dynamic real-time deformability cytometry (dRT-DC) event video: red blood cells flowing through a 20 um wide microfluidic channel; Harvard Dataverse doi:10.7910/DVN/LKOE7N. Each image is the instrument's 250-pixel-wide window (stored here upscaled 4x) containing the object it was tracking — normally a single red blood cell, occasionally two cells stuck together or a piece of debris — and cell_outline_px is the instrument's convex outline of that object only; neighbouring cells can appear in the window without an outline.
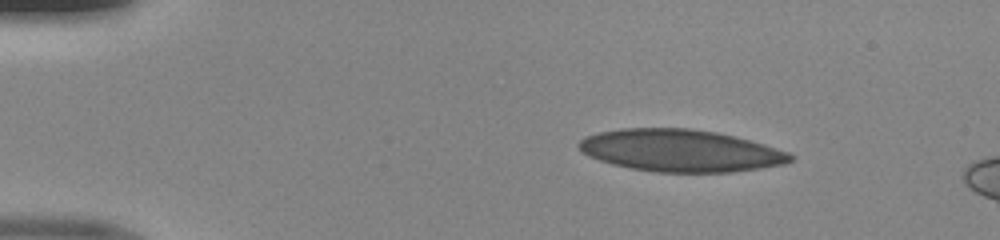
{"species": "human", "species_latin": "Homo sapiens", "temperature_condition": "room temperature", "stored_images_in_passage": 43, "camera_frame_rate_fps": 3000, "um_per_image_px": 0.085, "donor": {"sex": "male"}, "frame": {"image": 1, "passage_image": 1, "time_ms": 0.0, "image_size_px": [1000, 240], "cell_outline_px": [[792, 160], [780, 164], [756, 168], [728, 172], [656, 172], [632, 168], [612, 164], [588, 156], [576, 144], [580, 140], [588, 136], [600, 132], [624, 128], [688, 128], [716, 132], [748, 140], [788, 152], [792, 156]], "centroid_in_image_um": [57.78, 12.79], "position_along_channel_um": 27.2, "area_um2": 51.1}}
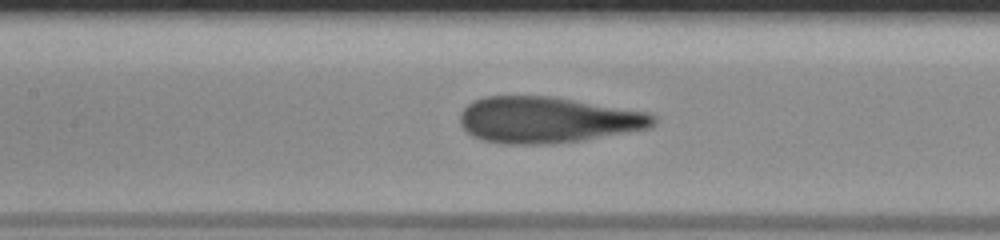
{"frame": {"image": 2, "passage_image": 17, "time_ms": 5.333, "image_size_px": [1000, 240], "cell_outline_px": [[656, 120], [648, 128], [584, 140], [552, 144], [504, 144], [480, 140], [472, 136], [460, 124], [460, 112], [472, 100], [484, 96], [552, 96], [648, 112], [656, 116]], "centroid_in_image_um": [46.5, 10.19], "position_along_channel_um": 160.9, "area_um2": 52.19}}
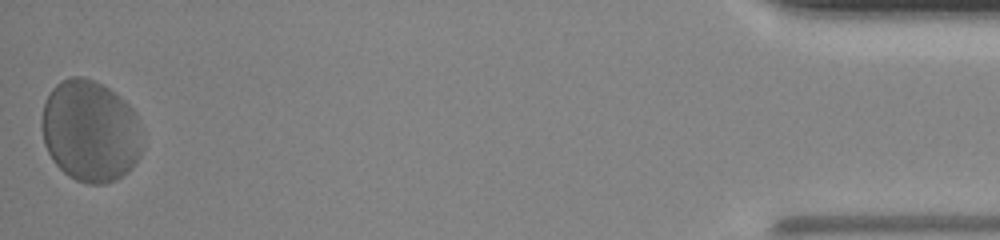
{"frame": {"image": 3, "passage_image": 43, "time_ms": 14.0, "image_size_px": [1000, 240], "cell_outline_px": [[144, 144], [140, 156], [136, 164], [128, 172], [116, 180], [104, 184], [88, 184], [76, 180], [68, 176], [52, 160], [44, 144], [40, 124], [40, 120], [44, 104], [52, 88], [60, 80], [72, 76], [84, 76], [108, 88], [120, 96], [136, 112], [144, 140]], "centroid_in_image_um": [7.69, 11.15], "position_along_channel_um": 427.5, "area_um2": 60.63}}